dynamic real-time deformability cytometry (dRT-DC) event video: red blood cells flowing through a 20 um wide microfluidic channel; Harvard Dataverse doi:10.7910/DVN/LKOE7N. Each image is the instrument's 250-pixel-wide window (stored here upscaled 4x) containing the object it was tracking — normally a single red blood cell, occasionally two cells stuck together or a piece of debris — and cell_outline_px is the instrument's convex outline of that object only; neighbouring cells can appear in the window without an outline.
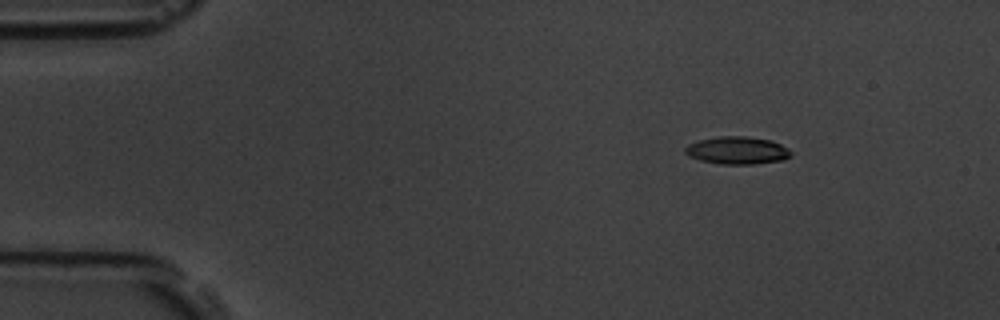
{"species": "common noctule bat (a hibernating species)", "species_latin": "Nyctalus noctula", "temperature_condition": "room temperature", "stored_images_in_passage": 5, "camera_frame_rate_fps": 3000, "um_per_image_px": 0.085, "animal": {"sex": "male", "body_mass_g": 19.5, "forearm_length_mm": 54.6}, "frame": {"image": 1, "passage_image": 2, "time_ms": 0.333, "image_size_px": [1000, 320], "cell_outline_px": [[792, 156], [784, 160], [756, 164], [720, 164], [700, 160], [688, 156], [684, 152], [684, 148], [688, 144], [696, 140], [720, 136], [744, 136], [772, 140], [788, 148], [792, 152]], "centroid_in_image_um": [62.67, 12.78], "position_along_channel_um": 22.3, "area_um2": 17.28}}
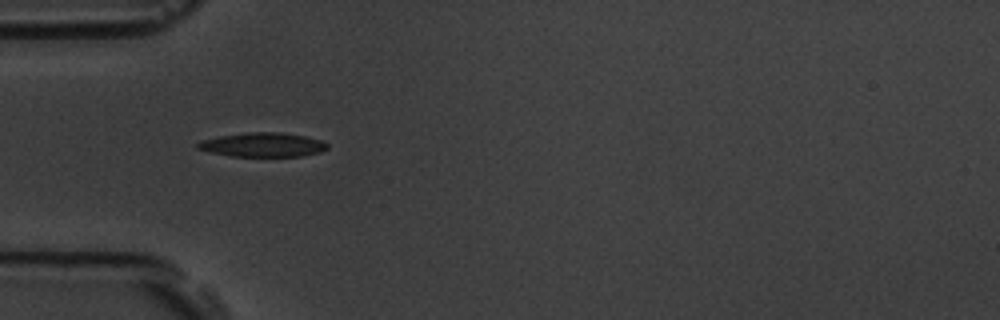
{"frame": {"image": 2, "passage_image": 5, "time_ms": 1.333, "image_size_px": [1000, 320], "cell_outline_px": [[328, 148], [320, 152], [300, 156], [232, 156], [212, 152], [196, 148], [196, 144], [200, 140], [220, 136], [244, 132], [280, 132], [304, 136], [320, 140], [328, 144]], "centroid_in_image_um": [22.32, 12.3], "position_along_channel_um": 62.7, "area_um2": 18.15}}